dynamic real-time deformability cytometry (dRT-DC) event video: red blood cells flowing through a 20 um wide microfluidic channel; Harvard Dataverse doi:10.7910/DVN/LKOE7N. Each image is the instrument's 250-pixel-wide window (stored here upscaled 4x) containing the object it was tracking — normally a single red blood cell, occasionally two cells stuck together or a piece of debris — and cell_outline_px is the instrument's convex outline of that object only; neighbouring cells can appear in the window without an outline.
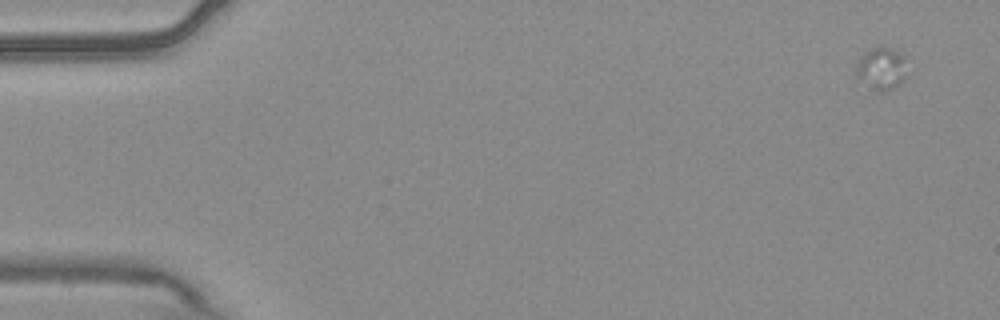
{"species": "common noctule bat (a hibernating species)", "species_latin": "Nyctalus noctula", "temperature_condition": "warm", "stored_images_in_passage": 4, "camera_frame_rate_fps": 3000, "um_per_image_px": 0.085, "animal": {"sex": "male", "body_mass_g": 20.4}, "frame": {"image": 1, "passage_image": 1, "time_ms": 0.0, "image_size_px": [1000, 320], "cell_outline_px": [[904, 80], [900, 84], [884, 92], [876, 92], [856, 80], [856, 64], [860, 56], [868, 48], [888, 48], [904, 56]], "centroid_in_image_um": [74.83, 5.88], "position_along_channel_um": 10.2, "area_um2": 12.6}}